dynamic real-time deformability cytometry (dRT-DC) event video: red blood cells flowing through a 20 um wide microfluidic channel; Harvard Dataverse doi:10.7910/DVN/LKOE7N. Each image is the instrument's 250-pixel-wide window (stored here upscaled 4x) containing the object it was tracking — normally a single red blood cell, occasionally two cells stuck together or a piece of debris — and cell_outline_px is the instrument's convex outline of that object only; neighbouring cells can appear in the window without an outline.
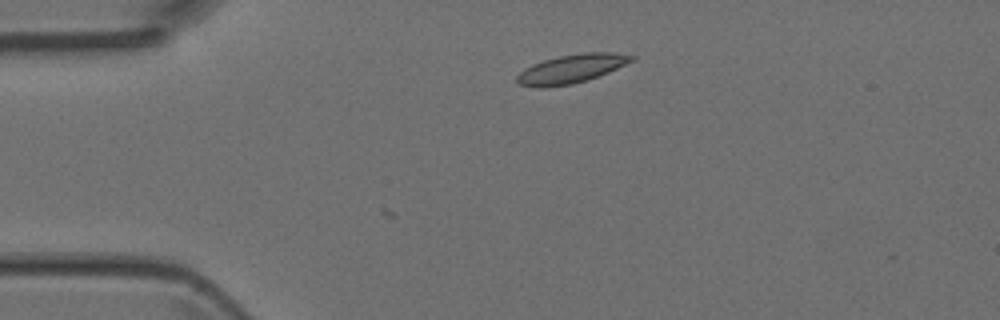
{"species": "Egyptian fruit bat (a non-hibernating species)", "species_latin": "Rousettus aegyptiacus", "temperature_condition": "room temperature", "stored_images_in_passage": 3, "camera_frame_rate_fps": 3000, "um_per_image_px": 0.085, "animal": {"sex": "female"}, "frame": {"image": 1, "passage_image": 1, "time_ms": 0.0, "image_size_px": [1000, 320], "cell_outline_px": [[636, 60], [608, 72], [588, 80], [572, 84], [544, 88], [540, 88], [516, 84], [516, 76], [524, 68], [532, 64], [544, 60], [560, 56], [584, 52], [612, 52], [636, 56]], "centroid_in_image_um": [48.56, 5.85], "position_along_channel_um": 36.4, "area_um2": 19.36}}